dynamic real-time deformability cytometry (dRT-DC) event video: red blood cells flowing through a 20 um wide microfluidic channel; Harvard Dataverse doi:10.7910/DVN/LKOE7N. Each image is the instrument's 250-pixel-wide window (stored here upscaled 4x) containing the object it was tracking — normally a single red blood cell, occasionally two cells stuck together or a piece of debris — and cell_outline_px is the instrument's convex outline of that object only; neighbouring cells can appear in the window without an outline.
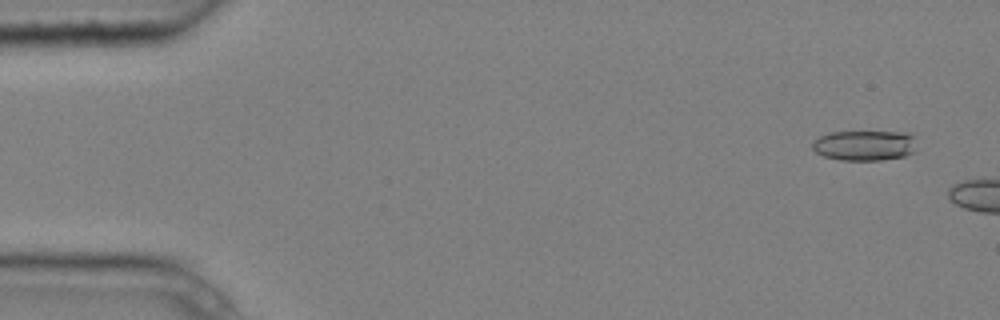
{"species": "common noctule bat (a hibernating species)", "species_latin": "Nyctalus noctula", "temperature_condition": "cold", "stored_images_in_passage": 3, "camera_frame_rate_fps": 3000, "um_per_image_px": 0.085, "animal": {"sex": "male", "body_mass_g": 20.4}, "frame": {"image": 1, "passage_image": 1, "time_ms": 0.0, "image_size_px": [1000, 320], "cell_outline_px": [[912, 152], [904, 156], [880, 160], [840, 160], [824, 156], [816, 152], [812, 148], [812, 140], [828, 132], [904, 132], [912, 136]], "centroid_in_image_um": [73.38, 12.36], "position_along_channel_um": 11.6, "area_um2": 18.09}}